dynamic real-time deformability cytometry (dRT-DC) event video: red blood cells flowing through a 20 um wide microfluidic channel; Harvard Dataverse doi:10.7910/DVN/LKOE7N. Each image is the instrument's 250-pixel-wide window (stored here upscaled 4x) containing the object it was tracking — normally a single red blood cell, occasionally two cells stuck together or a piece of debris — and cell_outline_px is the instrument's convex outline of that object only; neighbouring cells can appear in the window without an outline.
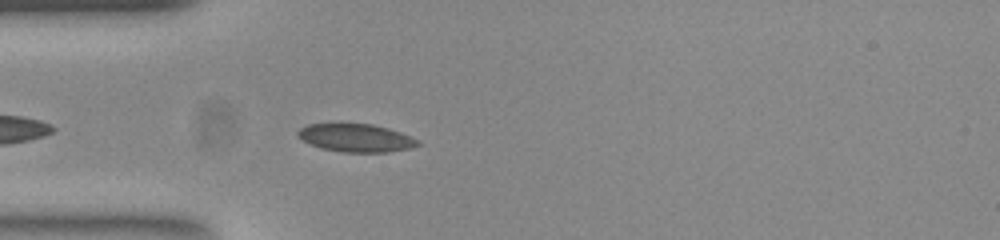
{"species": "common noctule bat (a hibernating species)", "species_latin": "Nyctalus noctula", "temperature_condition": "room temperature", "stored_images_in_passage": 33, "camera_frame_rate_fps": 3000, "um_per_image_px": 0.085, "animal": {"sex": "female", "body_mass_g": 23.0, "forearm_length_mm": 53.4}, "frame": {"image": 1, "passage_image": 5, "time_ms": 1.333, "image_size_px": [1000, 240], "cell_outline_px": [[420, 144], [408, 148], [388, 152], [344, 152], [320, 148], [296, 136], [296, 132], [300, 128], [308, 124], [340, 120], [372, 124], [388, 128], [400, 132], [420, 140]], "centroid_in_image_um": [30.19, 11.66], "position_along_channel_um": 54.8, "area_um2": 20.35}}
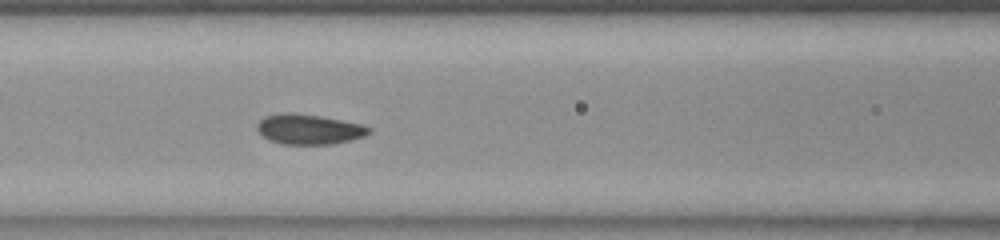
{"frame": {"image": 2, "passage_image": 12, "time_ms": 3.667, "image_size_px": [1000, 240], "cell_outline_px": [[372, 132], [364, 136], [332, 144], [280, 144], [268, 140], [256, 128], [256, 124], [264, 116], [280, 112], [292, 112], [320, 116], [360, 124], [372, 128]], "centroid_in_image_um": [26.22, 10.98], "position_along_channel_um": 140.4, "area_um2": 19.65}}
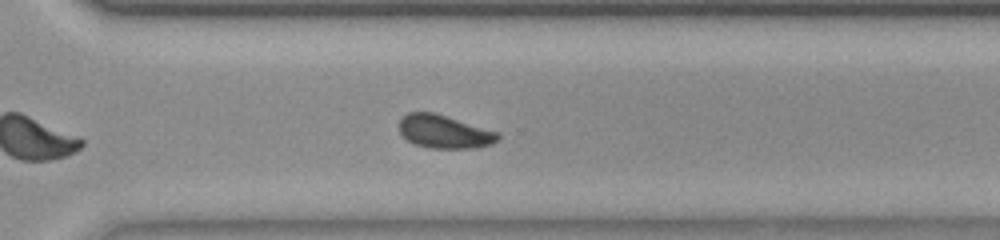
{"frame": {"image": 3, "passage_image": 27, "time_ms": 8.667, "image_size_px": [1000, 240], "cell_outline_px": [[500, 136], [492, 144], [472, 148], [428, 148], [416, 144], [408, 140], [400, 132], [400, 120], [408, 112], [432, 112], [500, 132]], "centroid_in_image_um": [37.78, 11.19], "position_along_channel_um": 332.8, "area_um2": 18.9}, "authors_computed_cell_mechanics": {"area_um2": 19.5942, "velocity_mm_per_s": 3.8621, "shape_relaxation_time_tau1_ms": 3.4949, "shape_relaxation_time_tau2_ms": null, "deformation_change_tau1": 0.1077, "deformation_change_tau2": null}}